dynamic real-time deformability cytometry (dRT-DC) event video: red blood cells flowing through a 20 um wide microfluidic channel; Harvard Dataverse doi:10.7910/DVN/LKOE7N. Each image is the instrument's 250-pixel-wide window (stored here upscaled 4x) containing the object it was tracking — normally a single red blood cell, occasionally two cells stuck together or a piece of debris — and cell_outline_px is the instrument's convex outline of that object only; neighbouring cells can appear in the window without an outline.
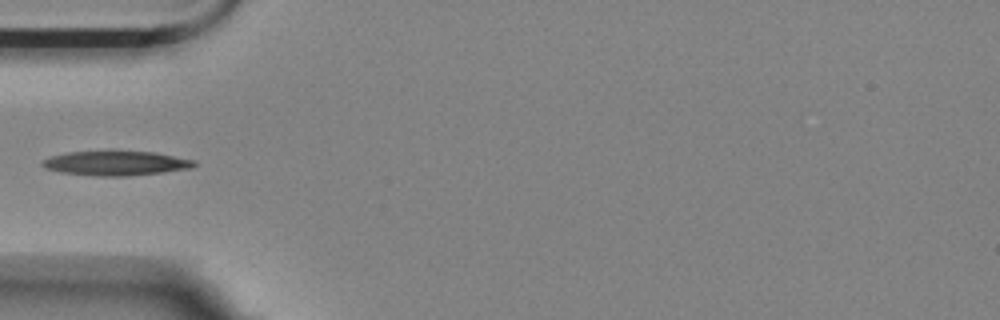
{"species": "Egyptian fruit bat (a non-hibernating species)", "species_latin": "Rousettus aegyptiacus", "temperature_condition": "room temperature", "stored_images_in_passage": 7, "camera_frame_rate_fps": 3000, "um_per_image_px": 0.085, "animal": {"sex": "female"}, "frame": {"image": 1, "passage_image": 5, "time_ms": 5.333, "image_size_px": [1000, 320], "cell_outline_px": [[196, 164], [192, 168], [128, 176], [96, 176], [60, 172], [44, 168], [40, 164], [44, 160], [52, 156], [68, 152], [112, 148], [156, 152], [196, 160]], "centroid_in_image_um": [9.85, 13.82], "position_along_channel_um": 75.2, "area_um2": 22.66}}
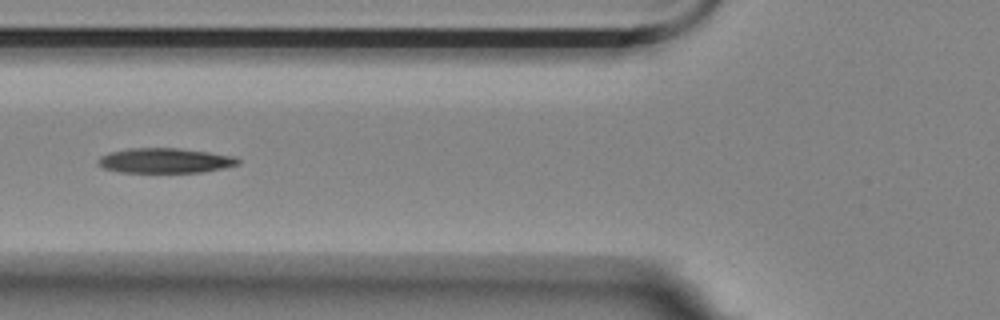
{"frame": {"image": 2, "passage_image": 6, "time_ms": 6.333, "image_size_px": [1000, 320], "cell_outline_px": [[240, 164], [224, 168], [200, 172], [120, 172], [104, 168], [96, 160], [100, 156], [108, 152], [128, 148], [176, 148], [208, 152], [236, 156], [240, 160]], "centroid_in_image_um": [14.03, 13.64], "position_along_channel_um": 111.8, "area_um2": 20.35}}
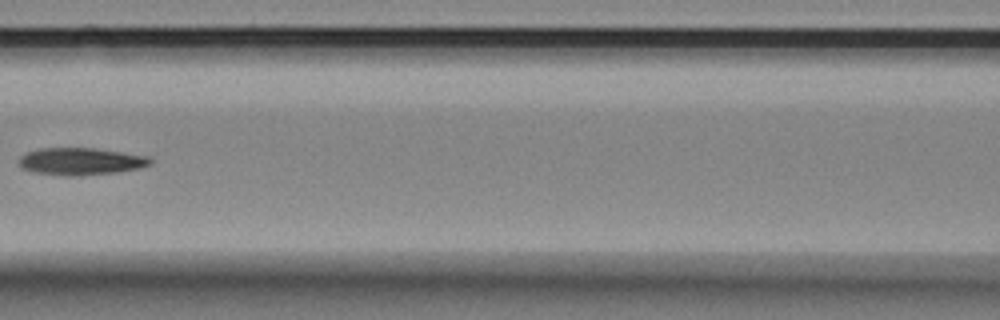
{"frame": {"image": 3, "passage_image": 7, "time_ms": 7.667, "image_size_px": [1000, 320], "cell_outline_px": [[152, 164], [140, 168], [116, 172], [80, 176], [64, 176], [32, 172], [24, 168], [20, 164], [20, 156], [28, 152], [40, 148], [92, 148], [148, 156], [152, 160]], "centroid_in_image_um": [6.88, 13.73], "position_along_channel_um": 159.7, "area_um2": 20.75}}